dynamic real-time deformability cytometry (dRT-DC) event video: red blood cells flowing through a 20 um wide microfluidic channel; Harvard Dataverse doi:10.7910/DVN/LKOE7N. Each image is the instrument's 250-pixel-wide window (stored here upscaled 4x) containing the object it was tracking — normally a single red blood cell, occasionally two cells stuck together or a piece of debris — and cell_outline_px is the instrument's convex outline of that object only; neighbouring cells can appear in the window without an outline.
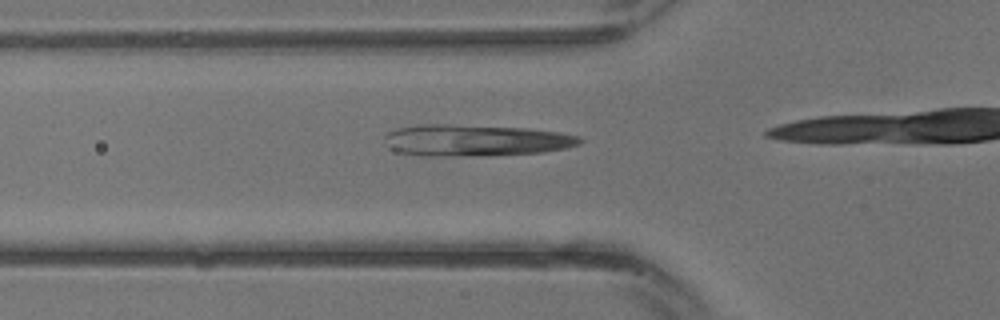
{"species": "common noctule bat (a hibernating species)", "species_latin": "Nyctalus noctula", "temperature_condition": "warm", "stored_images_in_passage": 5, "camera_frame_rate_fps": 3000, "um_per_image_px": 0.085, "animal": {"sex": "male", "body_mass_g": 13.3}, "frame": {"image": 1, "passage_image": 2, "time_ms": 0.333, "image_size_px": [1000, 320], "cell_outline_px": [[584, 140], [580, 144], [564, 148], [544, 152], [484, 156], [420, 156], [396, 152], [388, 148], [384, 144], [384, 136], [388, 132], [396, 128], [416, 124], [448, 124], [524, 128], [560, 132], [580, 136]], "centroid_in_image_um": [40.35, 11.93], "position_along_channel_um": 85.5, "area_um2": 36.53}}
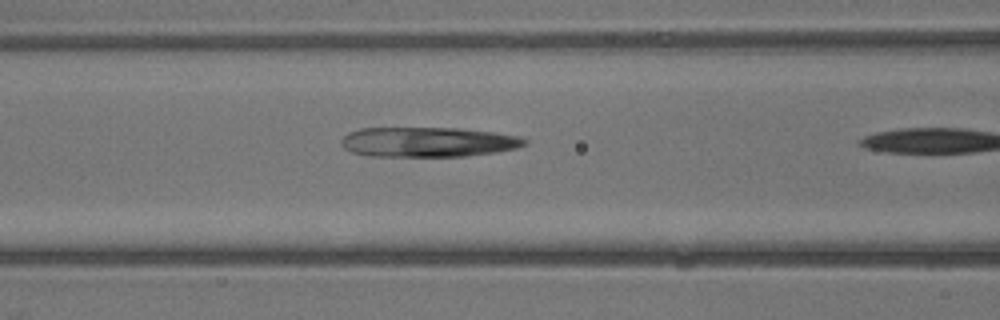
{"frame": {"image": 2, "passage_image": 4, "time_ms": 1.0, "image_size_px": [1000, 320], "cell_outline_px": [[528, 144], [516, 148], [496, 152], [464, 156], [368, 156], [352, 152], [344, 148], [340, 144], [340, 140], [348, 132], [360, 128], [460, 128], [492, 132], [516, 136], [528, 140]], "centroid_in_image_um": [36.34, 12.07], "position_along_channel_um": 130.3, "area_um2": 31.96}}